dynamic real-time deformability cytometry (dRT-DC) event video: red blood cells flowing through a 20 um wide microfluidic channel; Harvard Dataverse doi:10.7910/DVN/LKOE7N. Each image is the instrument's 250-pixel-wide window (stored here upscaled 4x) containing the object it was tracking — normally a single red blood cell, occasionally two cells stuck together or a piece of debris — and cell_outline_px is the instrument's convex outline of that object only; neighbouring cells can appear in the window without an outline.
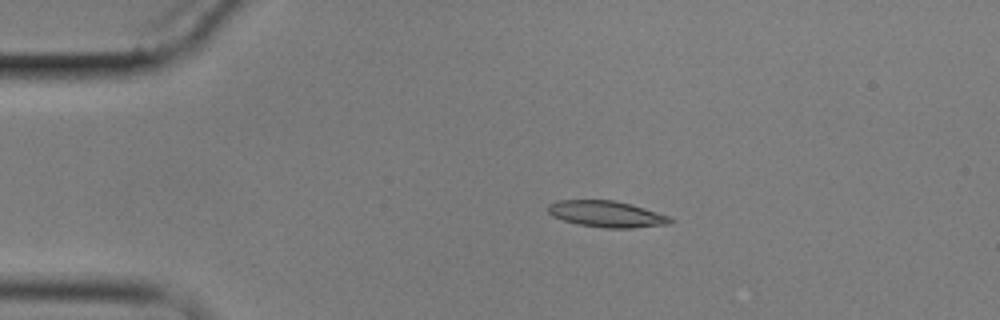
{"species": "common noctule bat (a hibernating species)", "species_latin": "Nyctalus noctula", "temperature_condition": "cold", "stored_images_in_passage": 8, "camera_frame_rate_fps": 3000, "um_per_image_px": 0.085, "animal": {"sex": "male", "body_mass_g": 17.9}, "frame": {"image": 1, "passage_image": 3, "time_ms": 2.333, "image_size_px": [1000, 320], "cell_outline_px": [[672, 220], [668, 224], [632, 228], [604, 228], [580, 224], [564, 220], [552, 216], [548, 212], [548, 204], [556, 200], [612, 200], [644, 208], [672, 216]], "centroid_in_image_um": [51.55, 18.19], "position_along_channel_um": 33.4, "area_um2": 18.61}}
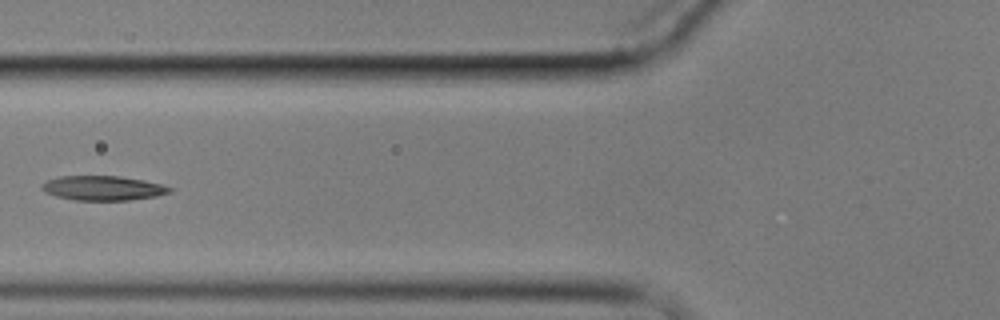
{"frame": {"image": 2, "passage_image": 6, "time_ms": 6.0, "image_size_px": [1000, 320], "cell_outline_px": [[172, 192], [156, 196], [132, 200], [76, 200], [56, 196], [44, 192], [40, 188], [48, 180], [60, 176], [120, 176], [144, 180], [164, 184], [172, 188]], "centroid_in_image_um": [8.8, 15.99], "position_along_channel_um": 117.0, "area_um2": 18.32}}
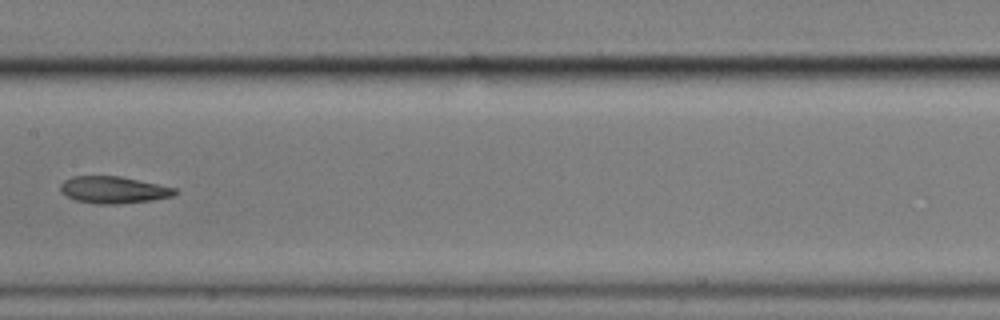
{"frame": {"image": 3, "passage_image": 8, "time_ms": 8.333, "image_size_px": [1000, 320], "cell_outline_px": [[180, 192], [172, 196], [152, 200], [112, 204], [96, 204], [76, 200], [60, 192], [60, 184], [64, 180], [72, 176], [120, 176], [176, 188]], "centroid_in_image_um": [9.64, 16.13], "position_along_channel_um": 197.8, "area_um2": 17.92}}